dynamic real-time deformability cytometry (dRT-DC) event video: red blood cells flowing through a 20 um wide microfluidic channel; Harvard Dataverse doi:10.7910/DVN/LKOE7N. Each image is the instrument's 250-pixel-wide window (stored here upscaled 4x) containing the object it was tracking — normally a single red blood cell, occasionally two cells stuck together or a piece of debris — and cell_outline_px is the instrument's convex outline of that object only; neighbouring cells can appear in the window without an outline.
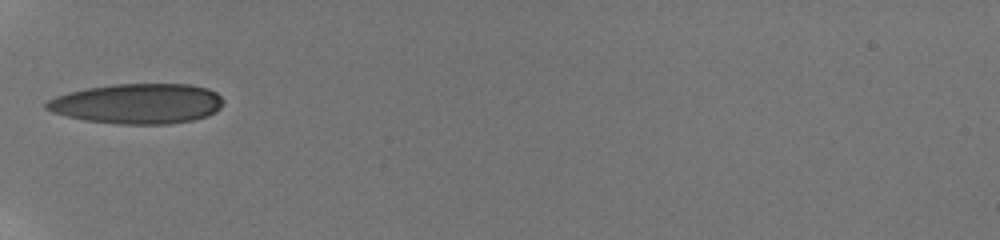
{"species": "human", "species_latin": "Homo sapiens", "temperature_condition": "room temperature", "stored_images_in_passage": 13, "camera_frame_rate_fps": 3000, "um_per_image_px": 0.085, "donor": {"sex": "male"}, "frame": {"image": 1, "passage_image": 9, "time_ms": 8.0, "image_size_px": [1000, 240], "cell_outline_px": [[224, 100], [220, 108], [216, 112], [208, 116], [192, 120], [168, 124], [116, 124], [88, 120], [68, 116], [52, 112], [44, 108], [44, 104], [48, 100], [56, 96], [68, 92], [88, 88], [116, 84], [192, 84], [208, 88], [216, 92]], "centroid_in_image_um": [11.72, 8.81], "position_along_channel_um": 73.3, "area_um2": 41.44}}
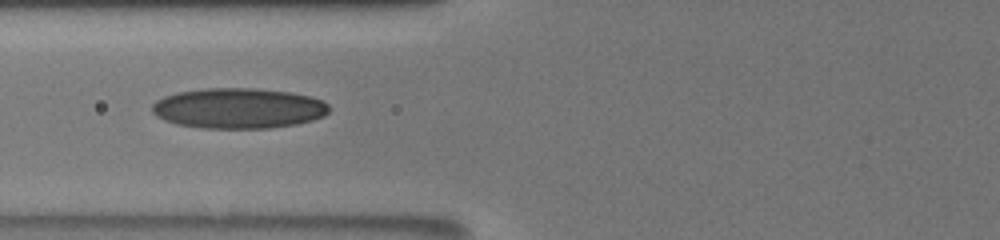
{"frame": {"image": 2, "passage_image": 10, "time_ms": 9.0, "image_size_px": [1000, 240], "cell_outline_px": [[328, 112], [324, 116], [312, 120], [296, 124], [268, 128], [200, 128], [176, 124], [164, 120], [156, 116], [152, 112], [152, 104], [156, 100], [164, 96], [176, 92], [204, 88], [256, 88], [288, 92], [312, 96], [324, 100], [328, 104]], "centroid_in_image_um": [20.25, 9.2], "position_along_channel_um": 105.5, "area_um2": 41.96}}